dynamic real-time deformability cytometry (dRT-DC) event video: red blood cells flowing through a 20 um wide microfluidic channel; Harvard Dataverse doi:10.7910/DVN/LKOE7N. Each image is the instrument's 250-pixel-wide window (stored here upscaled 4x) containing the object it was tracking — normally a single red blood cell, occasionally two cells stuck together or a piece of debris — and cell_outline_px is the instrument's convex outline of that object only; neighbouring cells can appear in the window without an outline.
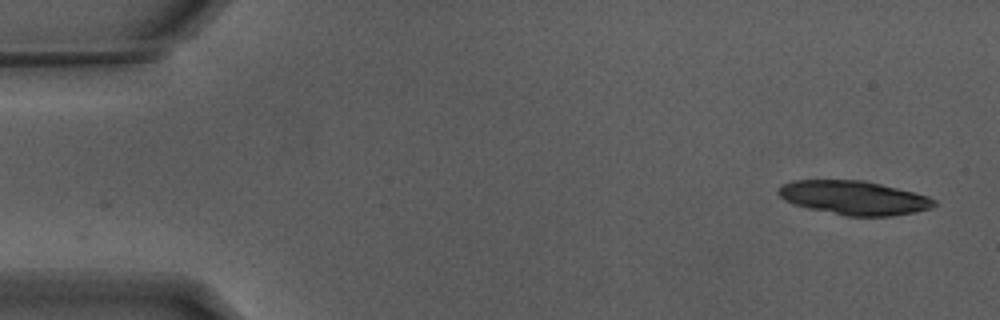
{"species": "Egyptian fruit bat (a non-hibernating species)", "species_latin": "Rousettus aegyptiacus", "temperature_condition": "warm", "stored_images_in_passage": 11, "camera_frame_rate_fps": 3000, "um_per_image_px": 0.085, "animal": {"sex": "male"}, "frame": {"image": 1, "passage_image": 1, "time_ms": 0.0, "image_size_px": [1000, 320], "cell_outline_px": [[936, 204], [932, 208], [916, 212], [892, 216], [848, 216], [808, 208], [784, 200], [776, 192], [784, 184], [792, 180], [864, 180], [928, 196], [936, 200]], "centroid_in_image_um": [72.61, 16.81], "position_along_channel_um": 12.4, "area_um2": 30.58}}